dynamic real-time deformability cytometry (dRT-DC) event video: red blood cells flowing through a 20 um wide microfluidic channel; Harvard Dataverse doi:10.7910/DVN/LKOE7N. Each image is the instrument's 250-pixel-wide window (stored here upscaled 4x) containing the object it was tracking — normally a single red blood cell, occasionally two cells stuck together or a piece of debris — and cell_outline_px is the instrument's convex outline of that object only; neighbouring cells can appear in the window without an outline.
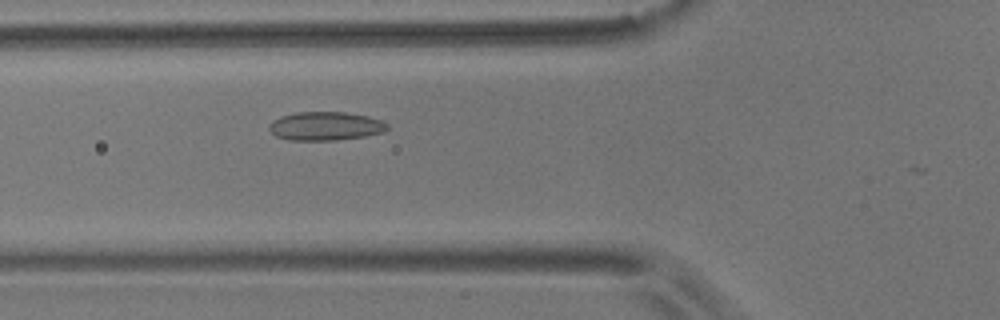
{"species": "common noctule bat (a hibernating species)", "species_latin": "Nyctalus noctula", "temperature_condition": "room temperature", "stored_images_in_passage": 14, "camera_frame_rate_fps": 3000, "um_per_image_px": 0.085, "animal": {"sex": "male", "body_mass_g": 17.9}, "frame": {"image": 1, "passage_image": 6, "time_ms": 1.667, "image_size_px": [1000, 320], "cell_outline_px": [[388, 128], [384, 132], [364, 136], [336, 140], [288, 140], [276, 136], [268, 128], [272, 120], [280, 116], [296, 112], [344, 112], [368, 116], [380, 120], [388, 124]], "centroid_in_image_um": [27.65, 10.71], "position_along_channel_um": 98.2, "area_um2": 19.71}}
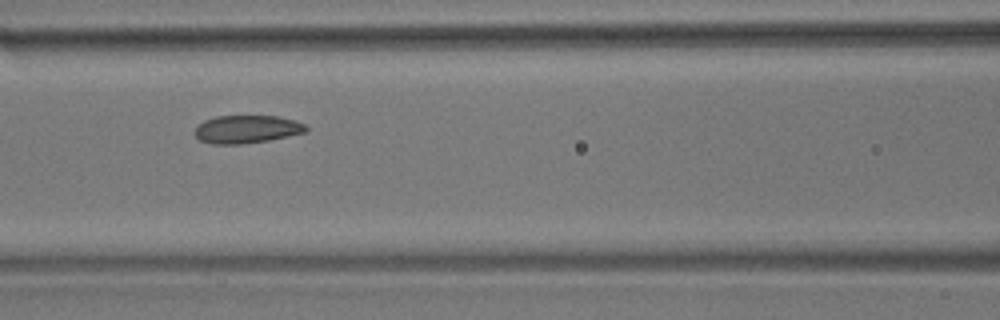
{"frame": {"image": 2, "passage_image": 10, "time_ms": 3.0, "image_size_px": [1000, 320], "cell_outline_px": [[308, 132], [268, 140], [240, 144], [212, 144], [200, 140], [192, 132], [204, 120], [216, 116], [276, 116], [296, 120], [304, 124], [308, 128]], "centroid_in_image_um": [20.98, 10.98], "position_along_channel_um": 145.6, "area_um2": 18.15}}
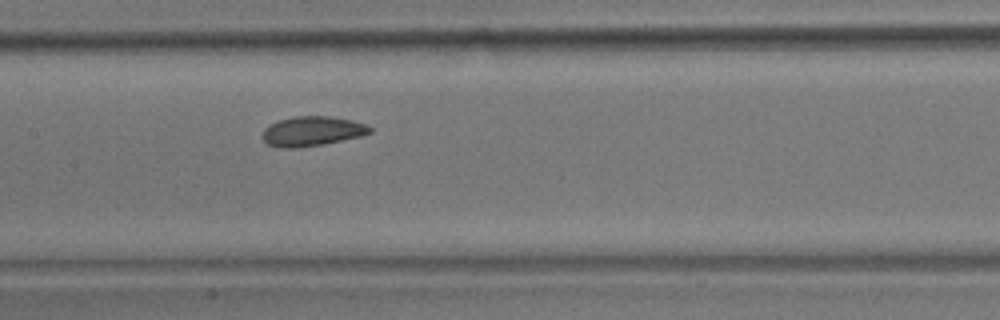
{"frame": {"image": 3, "passage_image": 13, "time_ms": 4.0, "image_size_px": [1000, 320], "cell_outline_px": [[372, 132], [360, 136], [324, 144], [296, 148], [280, 148], [268, 144], [260, 136], [264, 128], [280, 120], [292, 116], [332, 116], [352, 120], [368, 124], [372, 128]], "centroid_in_image_um": [26.54, 11.15], "position_along_channel_um": 180.9, "area_um2": 18.73}}